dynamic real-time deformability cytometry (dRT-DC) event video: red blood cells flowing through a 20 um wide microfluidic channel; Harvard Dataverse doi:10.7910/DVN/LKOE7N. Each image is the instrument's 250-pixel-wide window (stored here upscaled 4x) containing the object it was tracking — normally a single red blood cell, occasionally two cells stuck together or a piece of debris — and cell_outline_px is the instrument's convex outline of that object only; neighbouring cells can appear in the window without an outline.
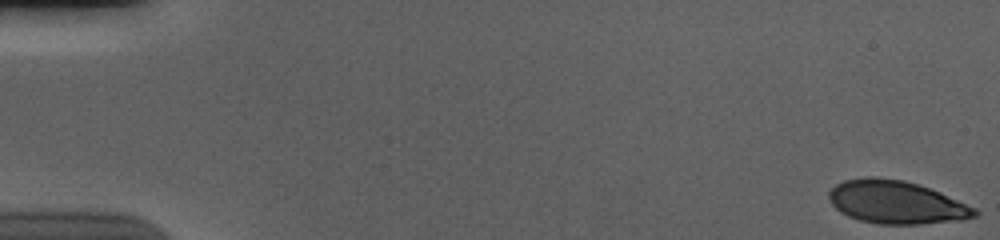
{"species": "human", "species_latin": "Homo sapiens", "temperature_condition": "cold", "stored_images_in_passage": 56, "camera_frame_rate_fps": 3000, "um_per_image_px": 0.085, "donor": {"sex": "male"}, "frame": {"image": 1, "passage_image": 1, "time_ms": 0.0, "image_size_px": [1000, 240], "cell_outline_px": [[980, 212], [976, 216], [964, 220], [920, 224], [880, 224], [860, 220], [848, 216], [840, 212], [832, 204], [828, 196], [828, 192], [836, 184], [844, 180], [864, 176], [876, 176], [904, 180], [940, 192], [976, 208]], "centroid_in_image_um": [76.18, 17.19], "position_along_channel_um": 8.8, "area_um2": 36.7}}
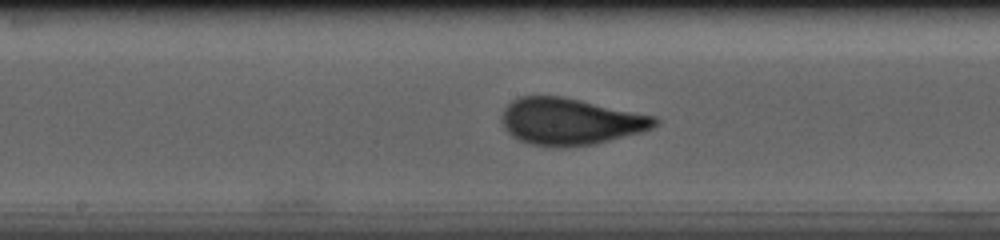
{"frame": {"image": 2, "passage_image": 30, "time_ms": 9.667, "image_size_px": [1000, 240], "cell_outline_px": [[660, 124], [652, 128], [640, 132], [596, 144], [568, 148], [552, 148], [532, 144], [516, 140], [504, 128], [500, 120], [504, 108], [512, 100], [520, 96], [564, 96], [656, 116], [660, 120]], "centroid_in_image_um": [48.47, 10.34], "position_along_channel_um": 199.7, "area_um2": 42.43}}
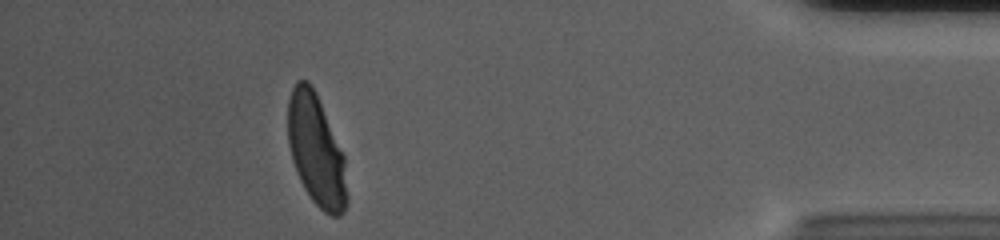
{"frame": {"image": 3, "passage_image": 51, "time_ms": 16.667, "image_size_px": [1000, 240], "cell_outline_px": [[348, 204], [344, 212], [340, 216], [332, 216], [324, 212], [312, 200], [304, 188], [296, 172], [292, 160], [288, 144], [288, 100], [292, 88], [296, 80], [308, 80], [312, 84], [316, 92], [344, 156], [348, 196]], "centroid_in_image_um": [26.88, 12.79], "position_along_channel_um": 408.3, "area_um2": 38.55}, "authors_computed_cell_mechanics": {"area_um2": 39.3907, "velocity_mm_per_s": 3.6826, "shape_relaxation_time_tau1_ms": 3.8292, "shape_relaxation_time_tau2_ms": null, "deformation_change_tau1": 0.1727, "deformation_change_tau2": null}}